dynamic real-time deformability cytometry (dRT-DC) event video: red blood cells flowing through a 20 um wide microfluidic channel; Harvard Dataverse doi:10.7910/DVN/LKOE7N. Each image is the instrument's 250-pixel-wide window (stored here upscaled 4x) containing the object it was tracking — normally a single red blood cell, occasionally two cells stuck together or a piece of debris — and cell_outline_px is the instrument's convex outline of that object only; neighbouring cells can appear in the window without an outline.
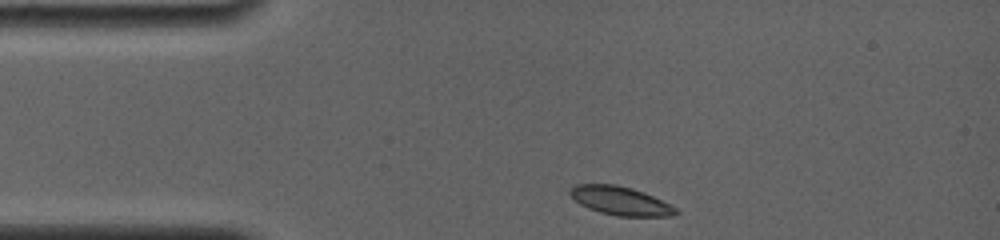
{"species": "common noctule bat (a hibernating species)", "species_latin": "Nyctalus noctula", "temperature_condition": "room temperature", "stored_images_in_passage": 57, "camera_frame_rate_fps": 4000, "um_per_image_px": 0.085, "animal": {"sex": "female", "body_mass_g": 19.0, "forearm_length_mm": 56.7}, "frame": {"image": 1, "passage_image": 1, "time_ms": 0.0, "image_size_px": [1000, 240], "cell_outline_px": [[680, 212], [672, 216], [616, 216], [600, 212], [588, 208], [580, 204], [568, 192], [568, 188], [576, 184], [616, 184], [632, 188], [644, 192], [676, 208]], "centroid_in_image_um": [52.7, 17.06], "position_along_channel_um": 32.3, "area_um2": 17.57}}
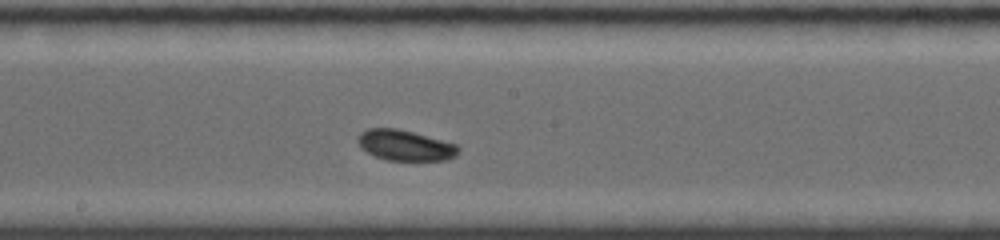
{"frame": {"image": 2, "passage_image": 34, "time_ms": 5.75, "image_size_px": [1000, 240], "cell_outline_px": [[460, 148], [456, 156], [448, 160], [388, 160], [376, 156], [360, 148], [356, 140], [360, 132], [368, 128], [396, 128], [412, 132], [456, 144]], "centroid_in_image_um": [34.41, 12.35], "position_along_channel_um": 213.8, "area_um2": 17.86}}
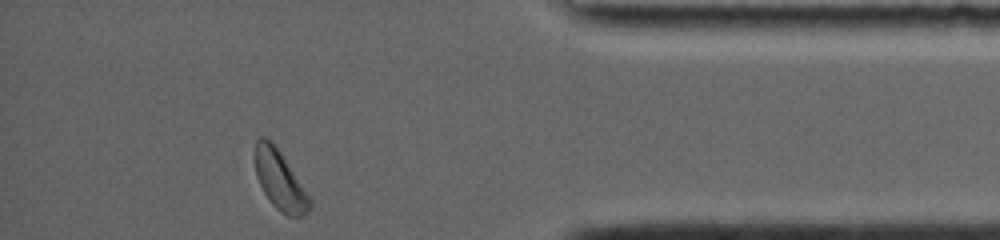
{"frame": {"image": 3, "passage_image": 57, "time_ms": 11.5, "image_size_px": [1000, 240], "cell_outline_px": [[312, 204], [308, 212], [300, 216], [288, 216], [280, 212], [272, 204], [264, 192], [256, 176], [256, 140], [260, 136], [264, 136], [280, 152], [312, 200]], "centroid_in_image_um": [23.8, 15.37], "position_along_channel_um": 411.4, "area_um2": 18.32}}